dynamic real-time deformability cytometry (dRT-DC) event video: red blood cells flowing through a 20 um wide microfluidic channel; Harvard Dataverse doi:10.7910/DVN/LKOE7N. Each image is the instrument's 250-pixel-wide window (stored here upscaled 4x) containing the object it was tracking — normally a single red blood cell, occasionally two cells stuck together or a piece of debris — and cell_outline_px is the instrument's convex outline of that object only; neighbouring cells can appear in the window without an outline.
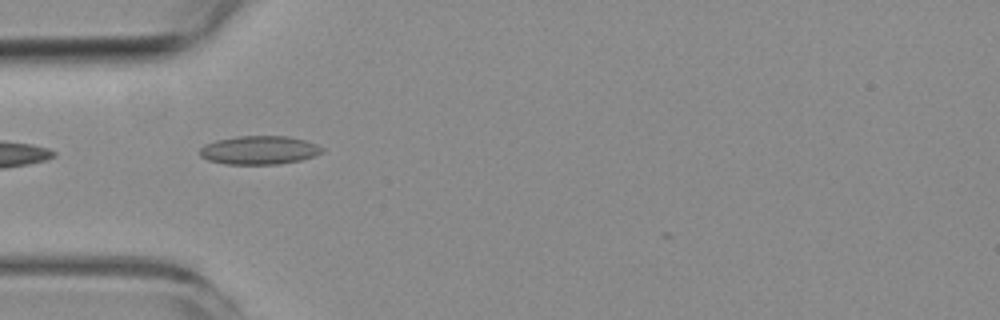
{"species": "common noctule bat (a hibernating species)", "species_latin": "Nyctalus noctula", "temperature_condition": "room temperature", "stored_images_in_passage": 5, "camera_frame_rate_fps": 3000, "um_per_image_px": 0.085, "animal": {"sex": "female", "body_mass_g": 19.3, "forearm_length_mm": 54.1}, "frame": {"image": 1, "passage_image": 4, "time_ms": 3.667, "image_size_px": [1000, 320], "cell_outline_px": [[324, 152], [300, 160], [280, 164], [224, 164], [208, 160], [200, 156], [200, 148], [204, 144], [216, 140], [236, 136], [288, 136], [304, 140], [316, 144], [324, 148]], "centroid_in_image_um": [22.02, 12.76], "position_along_channel_um": 63.0, "area_um2": 20.4}}
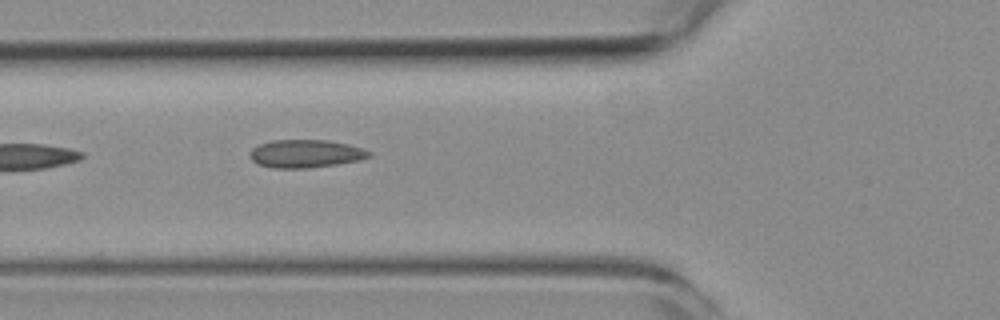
{"frame": {"image": 2, "passage_image": 5, "time_ms": 4.667, "image_size_px": [1000, 320], "cell_outline_px": [[372, 156], [360, 160], [336, 164], [308, 168], [272, 168], [256, 164], [252, 160], [248, 152], [252, 148], [260, 144], [272, 140], [328, 140], [348, 144], [372, 152]], "centroid_in_image_um": [25.95, 13.06], "position_along_channel_um": 99.8, "area_um2": 19.54}}